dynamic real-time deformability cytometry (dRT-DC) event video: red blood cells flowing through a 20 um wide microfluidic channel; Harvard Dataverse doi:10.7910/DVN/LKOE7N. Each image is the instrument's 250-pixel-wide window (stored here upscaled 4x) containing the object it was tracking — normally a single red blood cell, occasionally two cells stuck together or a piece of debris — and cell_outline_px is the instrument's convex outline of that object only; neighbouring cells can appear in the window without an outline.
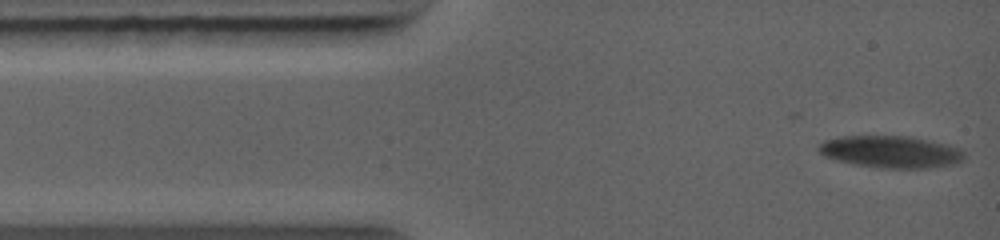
{"species": "common noctule bat (a hibernating species)", "species_latin": "Nyctalus noctula", "temperature_condition": "warm", "stored_images_in_passage": 7, "camera_frame_rate_fps": 5000, "um_per_image_px": 0.085, "animal": {"sex": "female", "body_mass_g": 19.0, "forearm_length_mm": 56.7}, "frame": {"image": 1, "passage_image": 1, "time_ms": 0.0, "image_size_px": [1000, 240], "cell_outline_px": [[964, 160], [956, 164], [928, 168], [876, 168], [832, 160], [824, 156], [816, 148], [824, 140], [844, 136], [912, 136], [932, 140], [948, 144], [960, 148], [964, 152]], "centroid_in_image_um": [75.74, 12.9], "position_along_channel_um": 9.3, "area_um2": 27.69}}